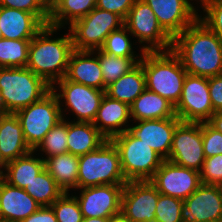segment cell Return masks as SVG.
Instances as JSON below:
<instances>
[{
    "mask_svg": "<svg viewBox=\"0 0 222 222\" xmlns=\"http://www.w3.org/2000/svg\"><path fill=\"white\" fill-rule=\"evenodd\" d=\"M171 50L188 74H222V40L199 19L173 38Z\"/></svg>",
    "mask_w": 222,
    "mask_h": 222,
    "instance_id": "6da1fadb",
    "label": "cell"
},
{
    "mask_svg": "<svg viewBox=\"0 0 222 222\" xmlns=\"http://www.w3.org/2000/svg\"><path fill=\"white\" fill-rule=\"evenodd\" d=\"M60 30L62 29L45 25L31 40L28 50L26 67L51 87L65 77L69 57L74 50L69 30L64 36L54 35Z\"/></svg>",
    "mask_w": 222,
    "mask_h": 222,
    "instance_id": "7a4b0ae2",
    "label": "cell"
},
{
    "mask_svg": "<svg viewBox=\"0 0 222 222\" xmlns=\"http://www.w3.org/2000/svg\"><path fill=\"white\" fill-rule=\"evenodd\" d=\"M146 77V89L176 106L187 75L180 59L169 51L144 52L139 62Z\"/></svg>",
    "mask_w": 222,
    "mask_h": 222,
    "instance_id": "3957f363",
    "label": "cell"
},
{
    "mask_svg": "<svg viewBox=\"0 0 222 222\" xmlns=\"http://www.w3.org/2000/svg\"><path fill=\"white\" fill-rule=\"evenodd\" d=\"M52 87L27 67H0V98L6 113L39 101Z\"/></svg>",
    "mask_w": 222,
    "mask_h": 222,
    "instance_id": "277c9868",
    "label": "cell"
},
{
    "mask_svg": "<svg viewBox=\"0 0 222 222\" xmlns=\"http://www.w3.org/2000/svg\"><path fill=\"white\" fill-rule=\"evenodd\" d=\"M126 183L118 149L111 140H106L97 150L79 156L77 189Z\"/></svg>",
    "mask_w": 222,
    "mask_h": 222,
    "instance_id": "5b68a950",
    "label": "cell"
},
{
    "mask_svg": "<svg viewBox=\"0 0 222 222\" xmlns=\"http://www.w3.org/2000/svg\"><path fill=\"white\" fill-rule=\"evenodd\" d=\"M120 155L122 173L127 182L150 181L164 159L128 130L111 139Z\"/></svg>",
    "mask_w": 222,
    "mask_h": 222,
    "instance_id": "8992f818",
    "label": "cell"
},
{
    "mask_svg": "<svg viewBox=\"0 0 222 222\" xmlns=\"http://www.w3.org/2000/svg\"><path fill=\"white\" fill-rule=\"evenodd\" d=\"M122 26L124 20L120 16L95 7L86 16L68 26V30L74 50L95 51L101 48L109 33Z\"/></svg>",
    "mask_w": 222,
    "mask_h": 222,
    "instance_id": "52a82bcc",
    "label": "cell"
},
{
    "mask_svg": "<svg viewBox=\"0 0 222 222\" xmlns=\"http://www.w3.org/2000/svg\"><path fill=\"white\" fill-rule=\"evenodd\" d=\"M25 140L34 150L46 134L63 119L57 95L53 90L42 99L17 111Z\"/></svg>",
    "mask_w": 222,
    "mask_h": 222,
    "instance_id": "ba28073f",
    "label": "cell"
},
{
    "mask_svg": "<svg viewBox=\"0 0 222 222\" xmlns=\"http://www.w3.org/2000/svg\"><path fill=\"white\" fill-rule=\"evenodd\" d=\"M124 26L140 43V52L169 51L172 38L159 25L150 6L143 0H135L124 20ZM135 36V37H134Z\"/></svg>",
    "mask_w": 222,
    "mask_h": 222,
    "instance_id": "9c48e42d",
    "label": "cell"
},
{
    "mask_svg": "<svg viewBox=\"0 0 222 222\" xmlns=\"http://www.w3.org/2000/svg\"><path fill=\"white\" fill-rule=\"evenodd\" d=\"M52 90L58 97L62 117L66 119V113L72 112L74 118L76 117L73 119L74 122L76 120V122L93 123L105 95V91L71 82L65 77L57 81Z\"/></svg>",
    "mask_w": 222,
    "mask_h": 222,
    "instance_id": "30bf717a",
    "label": "cell"
},
{
    "mask_svg": "<svg viewBox=\"0 0 222 222\" xmlns=\"http://www.w3.org/2000/svg\"><path fill=\"white\" fill-rule=\"evenodd\" d=\"M175 113L182 122H207L211 118L215 111L210 98L208 77L187 73Z\"/></svg>",
    "mask_w": 222,
    "mask_h": 222,
    "instance_id": "8fae6325",
    "label": "cell"
},
{
    "mask_svg": "<svg viewBox=\"0 0 222 222\" xmlns=\"http://www.w3.org/2000/svg\"><path fill=\"white\" fill-rule=\"evenodd\" d=\"M167 160L182 167L201 171L205 160L202 122L181 121L177 125Z\"/></svg>",
    "mask_w": 222,
    "mask_h": 222,
    "instance_id": "7c38bea8",
    "label": "cell"
},
{
    "mask_svg": "<svg viewBox=\"0 0 222 222\" xmlns=\"http://www.w3.org/2000/svg\"><path fill=\"white\" fill-rule=\"evenodd\" d=\"M125 184H104L78 189L75 197L83 217L110 218L121 212Z\"/></svg>",
    "mask_w": 222,
    "mask_h": 222,
    "instance_id": "4fadbf2b",
    "label": "cell"
},
{
    "mask_svg": "<svg viewBox=\"0 0 222 222\" xmlns=\"http://www.w3.org/2000/svg\"><path fill=\"white\" fill-rule=\"evenodd\" d=\"M150 182L160 194L185 200L202 183L200 172L164 160Z\"/></svg>",
    "mask_w": 222,
    "mask_h": 222,
    "instance_id": "5bb4252c",
    "label": "cell"
},
{
    "mask_svg": "<svg viewBox=\"0 0 222 222\" xmlns=\"http://www.w3.org/2000/svg\"><path fill=\"white\" fill-rule=\"evenodd\" d=\"M153 10L159 25L173 39L199 17L193 0H143ZM197 1L198 0H194ZM196 7V8H195Z\"/></svg>",
    "mask_w": 222,
    "mask_h": 222,
    "instance_id": "9a60e30c",
    "label": "cell"
},
{
    "mask_svg": "<svg viewBox=\"0 0 222 222\" xmlns=\"http://www.w3.org/2000/svg\"><path fill=\"white\" fill-rule=\"evenodd\" d=\"M159 194L150 181H129L122 193L121 212L132 222L154 220Z\"/></svg>",
    "mask_w": 222,
    "mask_h": 222,
    "instance_id": "2e32d148",
    "label": "cell"
},
{
    "mask_svg": "<svg viewBox=\"0 0 222 222\" xmlns=\"http://www.w3.org/2000/svg\"><path fill=\"white\" fill-rule=\"evenodd\" d=\"M183 222H207L222 220V194L219 186L201 184L181 208Z\"/></svg>",
    "mask_w": 222,
    "mask_h": 222,
    "instance_id": "e0dca14e",
    "label": "cell"
},
{
    "mask_svg": "<svg viewBox=\"0 0 222 222\" xmlns=\"http://www.w3.org/2000/svg\"><path fill=\"white\" fill-rule=\"evenodd\" d=\"M181 120L173 118L134 121L128 131L149 145L164 160H167L172 146L173 134ZM133 123H135L133 125Z\"/></svg>",
    "mask_w": 222,
    "mask_h": 222,
    "instance_id": "ac0fdd59",
    "label": "cell"
},
{
    "mask_svg": "<svg viewBox=\"0 0 222 222\" xmlns=\"http://www.w3.org/2000/svg\"><path fill=\"white\" fill-rule=\"evenodd\" d=\"M131 122L130 106L105 94L93 121L100 133L111 140L127 131Z\"/></svg>",
    "mask_w": 222,
    "mask_h": 222,
    "instance_id": "d6986e66",
    "label": "cell"
},
{
    "mask_svg": "<svg viewBox=\"0 0 222 222\" xmlns=\"http://www.w3.org/2000/svg\"><path fill=\"white\" fill-rule=\"evenodd\" d=\"M40 207L24 189L0 179V221L22 222Z\"/></svg>",
    "mask_w": 222,
    "mask_h": 222,
    "instance_id": "ffe728a7",
    "label": "cell"
},
{
    "mask_svg": "<svg viewBox=\"0 0 222 222\" xmlns=\"http://www.w3.org/2000/svg\"><path fill=\"white\" fill-rule=\"evenodd\" d=\"M65 78L104 91L103 75L98 59V50H73L68 62Z\"/></svg>",
    "mask_w": 222,
    "mask_h": 222,
    "instance_id": "44dd1931",
    "label": "cell"
},
{
    "mask_svg": "<svg viewBox=\"0 0 222 222\" xmlns=\"http://www.w3.org/2000/svg\"><path fill=\"white\" fill-rule=\"evenodd\" d=\"M44 26L30 12L0 6V29L4 39L32 40Z\"/></svg>",
    "mask_w": 222,
    "mask_h": 222,
    "instance_id": "7402d4cb",
    "label": "cell"
},
{
    "mask_svg": "<svg viewBox=\"0 0 222 222\" xmlns=\"http://www.w3.org/2000/svg\"><path fill=\"white\" fill-rule=\"evenodd\" d=\"M32 149L28 146L21 123L13 113H6L0 118V160L5 165Z\"/></svg>",
    "mask_w": 222,
    "mask_h": 222,
    "instance_id": "603a6c76",
    "label": "cell"
},
{
    "mask_svg": "<svg viewBox=\"0 0 222 222\" xmlns=\"http://www.w3.org/2000/svg\"><path fill=\"white\" fill-rule=\"evenodd\" d=\"M67 120V147L69 153L81 156L93 152L107 140L93 123L74 122L69 117Z\"/></svg>",
    "mask_w": 222,
    "mask_h": 222,
    "instance_id": "cb8c5ba5",
    "label": "cell"
},
{
    "mask_svg": "<svg viewBox=\"0 0 222 222\" xmlns=\"http://www.w3.org/2000/svg\"><path fill=\"white\" fill-rule=\"evenodd\" d=\"M36 155V152L31 150L26 155L6 163L2 178L10 185L24 189L45 169V160Z\"/></svg>",
    "mask_w": 222,
    "mask_h": 222,
    "instance_id": "d4e9b609",
    "label": "cell"
},
{
    "mask_svg": "<svg viewBox=\"0 0 222 222\" xmlns=\"http://www.w3.org/2000/svg\"><path fill=\"white\" fill-rule=\"evenodd\" d=\"M175 106L157 93L145 89L130 105L132 121L173 118Z\"/></svg>",
    "mask_w": 222,
    "mask_h": 222,
    "instance_id": "484cf974",
    "label": "cell"
},
{
    "mask_svg": "<svg viewBox=\"0 0 222 222\" xmlns=\"http://www.w3.org/2000/svg\"><path fill=\"white\" fill-rule=\"evenodd\" d=\"M145 89V73L142 65L138 63L133 69L106 87L105 94L130 106Z\"/></svg>",
    "mask_w": 222,
    "mask_h": 222,
    "instance_id": "4316f807",
    "label": "cell"
},
{
    "mask_svg": "<svg viewBox=\"0 0 222 222\" xmlns=\"http://www.w3.org/2000/svg\"><path fill=\"white\" fill-rule=\"evenodd\" d=\"M79 156L63 153L45 160V168L64 191L77 190Z\"/></svg>",
    "mask_w": 222,
    "mask_h": 222,
    "instance_id": "83f0119b",
    "label": "cell"
},
{
    "mask_svg": "<svg viewBox=\"0 0 222 222\" xmlns=\"http://www.w3.org/2000/svg\"><path fill=\"white\" fill-rule=\"evenodd\" d=\"M97 0H60L50 12L48 25L66 28L96 7Z\"/></svg>",
    "mask_w": 222,
    "mask_h": 222,
    "instance_id": "f1b7e54d",
    "label": "cell"
},
{
    "mask_svg": "<svg viewBox=\"0 0 222 222\" xmlns=\"http://www.w3.org/2000/svg\"><path fill=\"white\" fill-rule=\"evenodd\" d=\"M142 57H117L98 50L99 64L102 70L104 91L122 75L133 69Z\"/></svg>",
    "mask_w": 222,
    "mask_h": 222,
    "instance_id": "f546056e",
    "label": "cell"
},
{
    "mask_svg": "<svg viewBox=\"0 0 222 222\" xmlns=\"http://www.w3.org/2000/svg\"><path fill=\"white\" fill-rule=\"evenodd\" d=\"M24 190L41 206H51L64 191L45 168Z\"/></svg>",
    "mask_w": 222,
    "mask_h": 222,
    "instance_id": "4dcf8cb0",
    "label": "cell"
},
{
    "mask_svg": "<svg viewBox=\"0 0 222 222\" xmlns=\"http://www.w3.org/2000/svg\"><path fill=\"white\" fill-rule=\"evenodd\" d=\"M67 131H68V120L62 119L60 120L44 137V139L40 142V144L34 149L40 154L46 155L45 157H41L46 160L47 158L63 154L68 152L67 147Z\"/></svg>",
    "mask_w": 222,
    "mask_h": 222,
    "instance_id": "1f68e13d",
    "label": "cell"
},
{
    "mask_svg": "<svg viewBox=\"0 0 222 222\" xmlns=\"http://www.w3.org/2000/svg\"><path fill=\"white\" fill-rule=\"evenodd\" d=\"M31 40L0 39V67H26Z\"/></svg>",
    "mask_w": 222,
    "mask_h": 222,
    "instance_id": "d6a6232c",
    "label": "cell"
},
{
    "mask_svg": "<svg viewBox=\"0 0 222 222\" xmlns=\"http://www.w3.org/2000/svg\"><path fill=\"white\" fill-rule=\"evenodd\" d=\"M131 36L127 28L122 26L108 34L100 50L117 57H142L144 52L136 54V51H134L133 46L137 42L133 41L132 43Z\"/></svg>",
    "mask_w": 222,
    "mask_h": 222,
    "instance_id": "836d02e7",
    "label": "cell"
},
{
    "mask_svg": "<svg viewBox=\"0 0 222 222\" xmlns=\"http://www.w3.org/2000/svg\"><path fill=\"white\" fill-rule=\"evenodd\" d=\"M69 193L64 192L52 203L51 208L58 222H82L84 217L79 202L72 193Z\"/></svg>",
    "mask_w": 222,
    "mask_h": 222,
    "instance_id": "e575fe53",
    "label": "cell"
},
{
    "mask_svg": "<svg viewBox=\"0 0 222 222\" xmlns=\"http://www.w3.org/2000/svg\"><path fill=\"white\" fill-rule=\"evenodd\" d=\"M183 200L169 195L159 194L155 210V219L158 222H183L181 208Z\"/></svg>",
    "mask_w": 222,
    "mask_h": 222,
    "instance_id": "d590c367",
    "label": "cell"
},
{
    "mask_svg": "<svg viewBox=\"0 0 222 222\" xmlns=\"http://www.w3.org/2000/svg\"><path fill=\"white\" fill-rule=\"evenodd\" d=\"M204 16L199 13L198 19L201 20L211 31L222 40V2L217 1H198Z\"/></svg>",
    "mask_w": 222,
    "mask_h": 222,
    "instance_id": "8d00e7d4",
    "label": "cell"
},
{
    "mask_svg": "<svg viewBox=\"0 0 222 222\" xmlns=\"http://www.w3.org/2000/svg\"><path fill=\"white\" fill-rule=\"evenodd\" d=\"M0 6L30 12L44 25H48L50 12L39 2V0H0Z\"/></svg>",
    "mask_w": 222,
    "mask_h": 222,
    "instance_id": "74e56055",
    "label": "cell"
},
{
    "mask_svg": "<svg viewBox=\"0 0 222 222\" xmlns=\"http://www.w3.org/2000/svg\"><path fill=\"white\" fill-rule=\"evenodd\" d=\"M202 184H222V154L205 158L200 171Z\"/></svg>",
    "mask_w": 222,
    "mask_h": 222,
    "instance_id": "f35d334b",
    "label": "cell"
},
{
    "mask_svg": "<svg viewBox=\"0 0 222 222\" xmlns=\"http://www.w3.org/2000/svg\"><path fill=\"white\" fill-rule=\"evenodd\" d=\"M202 140L205 158L222 154V133L208 122H202Z\"/></svg>",
    "mask_w": 222,
    "mask_h": 222,
    "instance_id": "ab89813d",
    "label": "cell"
},
{
    "mask_svg": "<svg viewBox=\"0 0 222 222\" xmlns=\"http://www.w3.org/2000/svg\"><path fill=\"white\" fill-rule=\"evenodd\" d=\"M134 2L135 0H97L96 8L115 13L125 20Z\"/></svg>",
    "mask_w": 222,
    "mask_h": 222,
    "instance_id": "60d3db41",
    "label": "cell"
},
{
    "mask_svg": "<svg viewBox=\"0 0 222 222\" xmlns=\"http://www.w3.org/2000/svg\"><path fill=\"white\" fill-rule=\"evenodd\" d=\"M208 85L213 110L222 111V74L209 77Z\"/></svg>",
    "mask_w": 222,
    "mask_h": 222,
    "instance_id": "b9f144b4",
    "label": "cell"
},
{
    "mask_svg": "<svg viewBox=\"0 0 222 222\" xmlns=\"http://www.w3.org/2000/svg\"><path fill=\"white\" fill-rule=\"evenodd\" d=\"M22 222H58L51 206L40 207Z\"/></svg>",
    "mask_w": 222,
    "mask_h": 222,
    "instance_id": "7bdbcfd3",
    "label": "cell"
},
{
    "mask_svg": "<svg viewBox=\"0 0 222 222\" xmlns=\"http://www.w3.org/2000/svg\"><path fill=\"white\" fill-rule=\"evenodd\" d=\"M207 122L222 133V111L215 112Z\"/></svg>",
    "mask_w": 222,
    "mask_h": 222,
    "instance_id": "ee69618b",
    "label": "cell"
},
{
    "mask_svg": "<svg viewBox=\"0 0 222 222\" xmlns=\"http://www.w3.org/2000/svg\"><path fill=\"white\" fill-rule=\"evenodd\" d=\"M60 0H39V2L51 12Z\"/></svg>",
    "mask_w": 222,
    "mask_h": 222,
    "instance_id": "f6af8a7d",
    "label": "cell"
},
{
    "mask_svg": "<svg viewBox=\"0 0 222 222\" xmlns=\"http://www.w3.org/2000/svg\"><path fill=\"white\" fill-rule=\"evenodd\" d=\"M110 222H132V221L129 218H127L122 212H120L119 214L110 217Z\"/></svg>",
    "mask_w": 222,
    "mask_h": 222,
    "instance_id": "bcb514c9",
    "label": "cell"
},
{
    "mask_svg": "<svg viewBox=\"0 0 222 222\" xmlns=\"http://www.w3.org/2000/svg\"><path fill=\"white\" fill-rule=\"evenodd\" d=\"M82 222H110V218H94V217H90V218H83Z\"/></svg>",
    "mask_w": 222,
    "mask_h": 222,
    "instance_id": "7dc6e473",
    "label": "cell"
},
{
    "mask_svg": "<svg viewBox=\"0 0 222 222\" xmlns=\"http://www.w3.org/2000/svg\"><path fill=\"white\" fill-rule=\"evenodd\" d=\"M3 172H4V164L2 163V161L0 160V176H3Z\"/></svg>",
    "mask_w": 222,
    "mask_h": 222,
    "instance_id": "c3c4849f",
    "label": "cell"
},
{
    "mask_svg": "<svg viewBox=\"0 0 222 222\" xmlns=\"http://www.w3.org/2000/svg\"><path fill=\"white\" fill-rule=\"evenodd\" d=\"M0 112L4 115L6 114V111L4 110L3 104L1 102V98H0Z\"/></svg>",
    "mask_w": 222,
    "mask_h": 222,
    "instance_id": "681fc988",
    "label": "cell"
},
{
    "mask_svg": "<svg viewBox=\"0 0 222 222\" xmlns=\"http://www.w3.org/2000/svg\"><path fill=\"white\" fill-rule=\"evenodd\" d=\"M139 222H158V221L154 219V220H144V221H139Z\"/></svg>",
    "mask_w": 222,
    "mask_h": 222,
    "instance_id": "f907efd6",
    "label": "cell"
},
{
    "mask_svg": "<svg viewBox=\"0 0 222 222\" xmlns=\"http://www.w3.org/2000/svg\"><path fill=\"white\" fill-rule=\"evenodd\" d=\"M198 1H217V2H222V0H198Z\"/></svg>",
    "mask_w": 222,
    "mask_h": 222,
    "instance_id": "816d5d0a",
    "label": "cell"
},
{
    "mask_svg": "<svg viewBox=\"0 0 222 222\" xmlns=\"http://www.w3.org/2000/svg\"><path fill=\"white\" fill-rule=\"evenodd\" d=\"M207 222H222V220L207 221Z\"/></svg>",
    "mask_w": 222,
    "mask_h": 222,
    "instance_id": "f5cc1de1",
    "label": "cell"
},
{
    "mask_svg": "<svg viewBox=\"0 0 222 222\" xmlns=\"http://www.w3.org/2000/svg\"><path fill=\"white\" fill-rule=\"evenodd\" d=\"M2 38H3V35H2V31L0 29V39H2Z\"/></svg>",
    "mask_w": 222,
    "mask_h": 222,
    "instance_id": "db71d44e",
    "label": "cell"
},
{
    "mask_svg": "<svg viewBox=\"0 0 222 222\" xmlns=\"http://www.w3.org/2000/svg\"><path fill=\"white\" fill-rule=\"evenodd\" d=\"M219 188H220V191H221V194H222V184L219 185Z\"/></svg>",
    "mask_w": 222,
    "mask_h": 222,
    "instance_id": "11a10c76",
    "label": "cell"
}]
</instances>
